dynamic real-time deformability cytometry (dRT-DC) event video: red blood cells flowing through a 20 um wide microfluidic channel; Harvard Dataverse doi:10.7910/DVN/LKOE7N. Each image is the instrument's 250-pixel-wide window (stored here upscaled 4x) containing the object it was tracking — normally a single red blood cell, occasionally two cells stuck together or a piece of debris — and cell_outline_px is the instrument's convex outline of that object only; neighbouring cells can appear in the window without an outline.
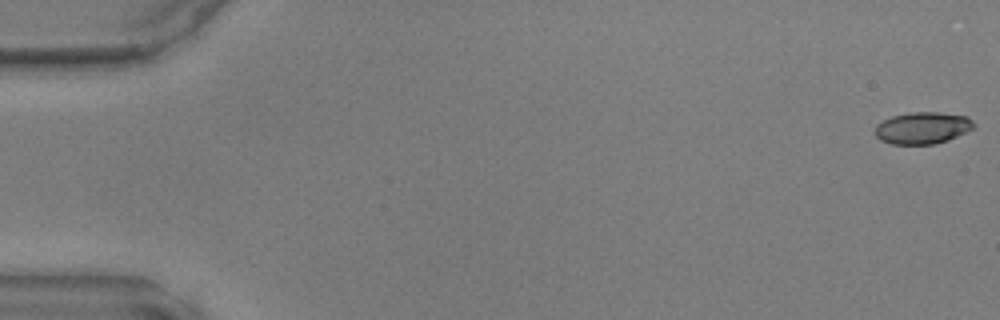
{"species": "common noctule bat (a hibernating species)", "species_latin": "Nyctalus noctula", "temperature_condition": "warm", "stored_images_in_passage": 48, "camera_frame_rate_fps": 3000, "um_per_image_px": 0.085, "animal": {"sex": "male", "body_mass_g": 17.9, "forearm_length_mm": 54.2}, "frame": {"image": 1, "passage_image": 1, "time_ms": 0.0, "image_size_px": [1000, 320], "cell_outline_px": [[976, 124], [972, 128], [956, 136], [936, 144], [892, 144], [880, 140], [876, 136], [876, 124], [892, 116], [908, 112], [936, 112], [968, 116]], "centroid_in_image_um": [78.4, 10.86], "position_along_channel_um": 6.6, "area_um2": 18.21}}
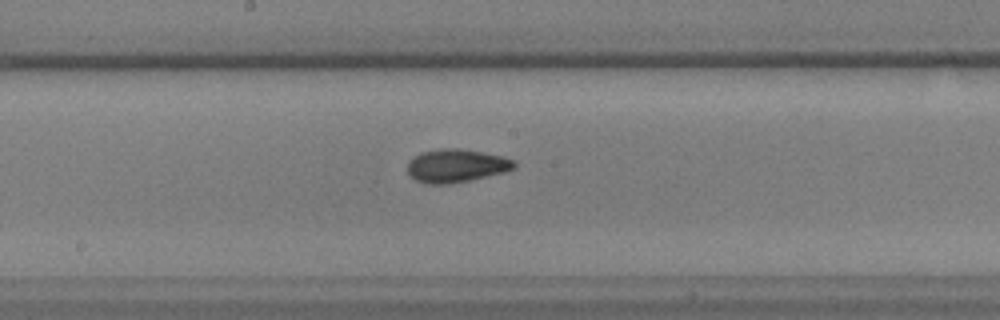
{"frame": {"image": 2, "passage_image": 26, "time_ms": 8.333, "image_size_px": [1000, 320], "cell_outline_px": [[516, 168], [504, 172], [468, 180], [448, 184], [428, 184], [416, 180], [408, 172], [408, 160], [420, 152], [444, 148], [456, 148], [504, 156], [512, 160], [516, 164]], "centroid_in_image_um": [38.76, 14.08], "position_along_channel_um": 209.4, "area_um2": 20.46}}
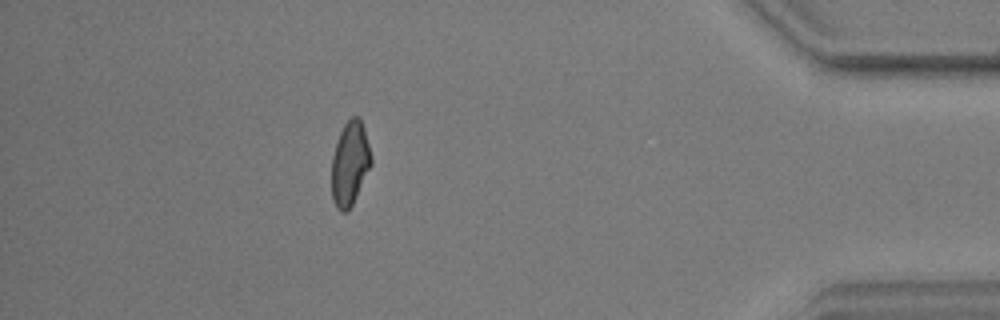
{"frame": {"image": 3, "passage_image": 43, "time_ms": 14.0, "image_size_px": [1000, 320], "cell_outline_px": [[372, 164], [352, 204], [344, 212], [340, 212], [336, 208], [332, 200], [332, 156], [336, 140], [344, 124], [352, 116], [360, 116], [364, 128], [372, 156]], "centroid_in_image_um": [29.74, 13.87], "position_along_channel_um": 405.5, "area_um2": 19.42}}